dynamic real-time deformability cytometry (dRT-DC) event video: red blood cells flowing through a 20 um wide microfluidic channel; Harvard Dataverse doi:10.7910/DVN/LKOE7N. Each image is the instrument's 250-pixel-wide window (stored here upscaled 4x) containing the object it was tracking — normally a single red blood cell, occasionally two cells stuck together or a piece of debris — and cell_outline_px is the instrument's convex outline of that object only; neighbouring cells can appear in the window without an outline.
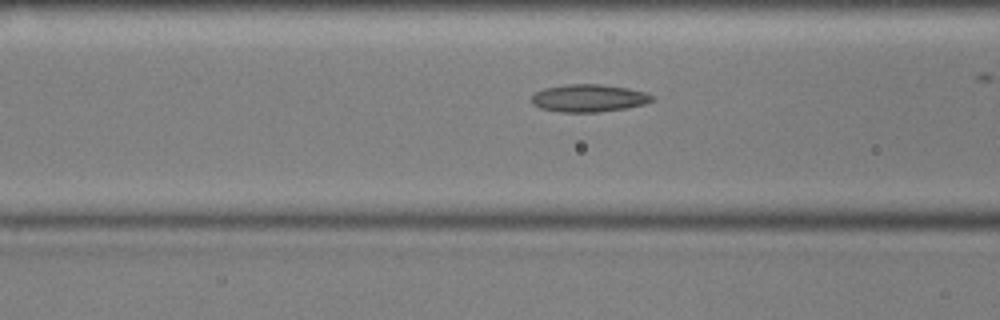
{"species": "common noctule bat (a hibernating species)", "species_latin": "Nyctalus noctula", "temperature_condition": "cold", "stored_images_in_passage": 43, "camera_frame_rate_fps": 3000, "um_per_image_px": 0.085, "animal": {"sex": "male", "body_mass_g": 17.9, "forearm_length_mm": 54.2}, "frame": {"image": 1, "passage_image": 21, "time_ms": 6.667, "image_size_px": [1000, 320], "cell_outline_px": [[652, 100], [644, 104], [624, 108], [600, 112], [560, 112], [540, 108], [532, 104], [532, 96], [536, 92], [544, 88], [568, 84], [600, 84], [628, 88], [644, 92], [652, 96]], "centroid_in_image_um": [50.0, 8.34], "position_along_channel_um": 116.6, "area_um2": 19.19}}
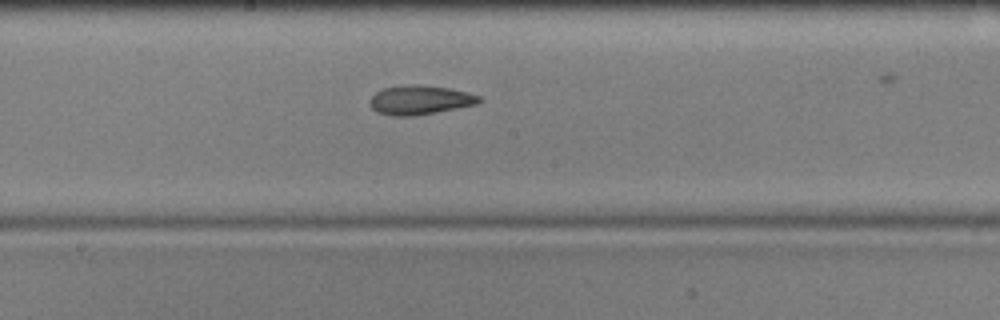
{"frame": {"image": 2, "passage_image": 29, "time_ms": 9.333, "image_size_px": [1000, 320], "cell_outline_px": [[480, 100], [476, 104], [436, 112], [412, 116], [388, 116], [376, 112], [368, 104], [368, 100], [376, 92], [384, 88], [408, 84], [416, 84], [448, 88], [468, 92], [480, 96]], "centroid_in_image_um": [35.63, 8.5], "position_along_channel_um": 212.6, "area_um2": 18.61}}
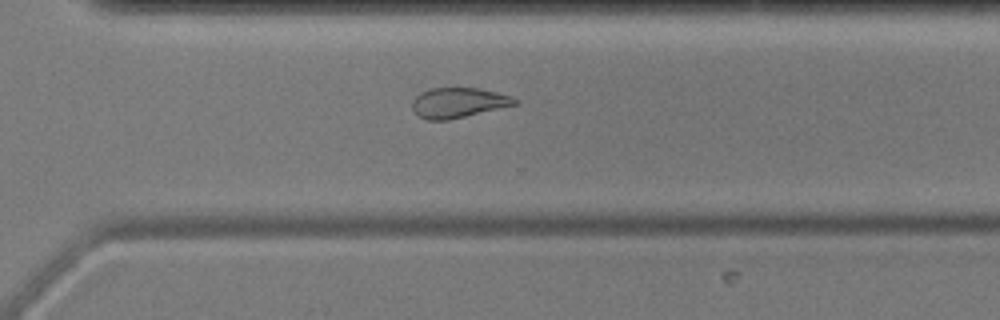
{"frame": {"image": 3, "passage_image": 39, "time_ms": 12.667, "image_size_px": [1000, 320], "cell_outline_px": [[516, 104], [448, 120], [424, 120], [412, 108], [412, 100], [420, 92], [432, 88], [480, 88], [512, 96], [516, 100]], "centroid_in_image_um": [38.91, 8.72], "position_along_channel_um": 331.7, "area_um2": 17.74}}